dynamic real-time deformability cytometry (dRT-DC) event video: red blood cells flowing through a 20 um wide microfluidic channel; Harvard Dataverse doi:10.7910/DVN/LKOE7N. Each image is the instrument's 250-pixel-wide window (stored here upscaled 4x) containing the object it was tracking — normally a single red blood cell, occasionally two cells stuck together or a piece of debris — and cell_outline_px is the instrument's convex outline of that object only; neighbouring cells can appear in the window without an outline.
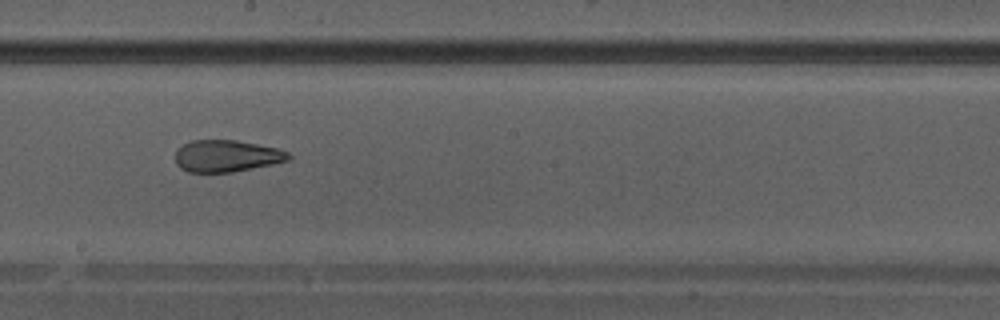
{"species": "Egyptian fruit bat (a non-hibernating species)", "species_latin": "Rousettus aegyptiacus", "temperature_condition": "warm", "stored_images_in_passage": 41, "camera_frame_rate_fps": 3000, "um_per_image_px": 0.085, "animal": {"sex": "male"}, "frame": {"image": 1, "passage_image": 24, "time_ms": 7.667, "image_size_px": [1000, 320], "cell_outline_px": [[292, 156], [288, 160], [272, 164], [232, 172], [188, 172], [180, 168], [176, 164], [176, 152], [184, 144], [192, 140], [236, 140], [276, 148], [288, 152]], "centroid_in_image_um": [19.25, 13.26], "position_along_channel_um": 228.9, "area_um2": 20.81}}